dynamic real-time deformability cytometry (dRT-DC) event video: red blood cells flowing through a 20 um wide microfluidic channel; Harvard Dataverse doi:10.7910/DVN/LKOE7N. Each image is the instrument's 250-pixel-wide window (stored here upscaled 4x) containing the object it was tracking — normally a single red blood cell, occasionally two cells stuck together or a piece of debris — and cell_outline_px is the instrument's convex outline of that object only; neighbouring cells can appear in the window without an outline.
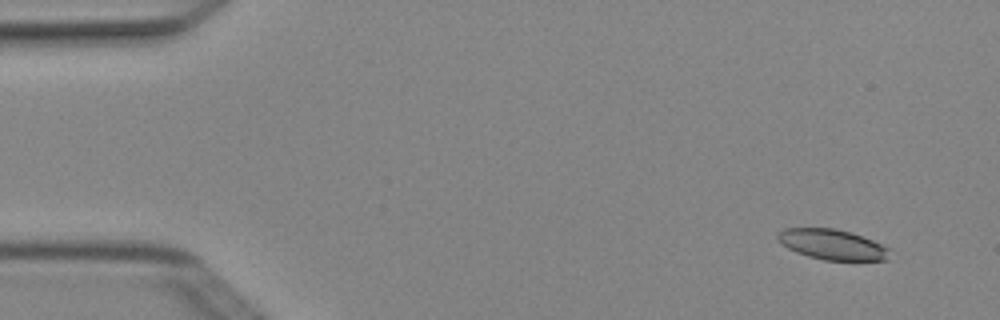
{"species": "Egyptian fruit bat (a non-hibernating species)", "species_latin": "Rousettus aegyptiacus", "temperature_condition": "cold", "stored_images_in_passage": 4, "camera_frame_rate_fps": 3000, "um_per_image_px": 0.085, "animal": {"sex": "female"}, "frame": {"image": 1, "passage_image": 1, "time_ms": 0.0, "image_size_px": [1000, 320], "cell_outline_px": [[888, 260], [824, 260], [808, 256], [796, 252], [788, 248], [776, 240], [776, 236], [784, 228], [836, 228], [852, 232], [872, 240], [888, 248]], "centroid_in_image_um": [70.7, 20.77], "position_along_channel_um": 14.3, "area_um2": 19.71}}
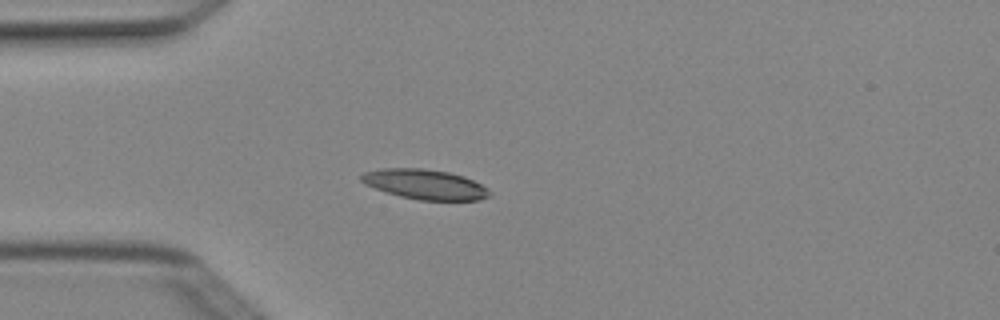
{"frame": {"image": 2, "passage_image": 4, "time_ms": 1.0, "image_size_px": [1000, 320], "cell_outline_px": [[492, 196], [480, 200], [420, 200], [400, 196], [364, 184], [360, 180], [360, 176], [364, 172], [384, 168], [424, 168], [448, 172], [464, 176], [488, 188], [492, 192]], "centroid_in_image_um": [36.16, 15.67], "position_along_channel_um": 48.8, "area_um2": 22.37}}